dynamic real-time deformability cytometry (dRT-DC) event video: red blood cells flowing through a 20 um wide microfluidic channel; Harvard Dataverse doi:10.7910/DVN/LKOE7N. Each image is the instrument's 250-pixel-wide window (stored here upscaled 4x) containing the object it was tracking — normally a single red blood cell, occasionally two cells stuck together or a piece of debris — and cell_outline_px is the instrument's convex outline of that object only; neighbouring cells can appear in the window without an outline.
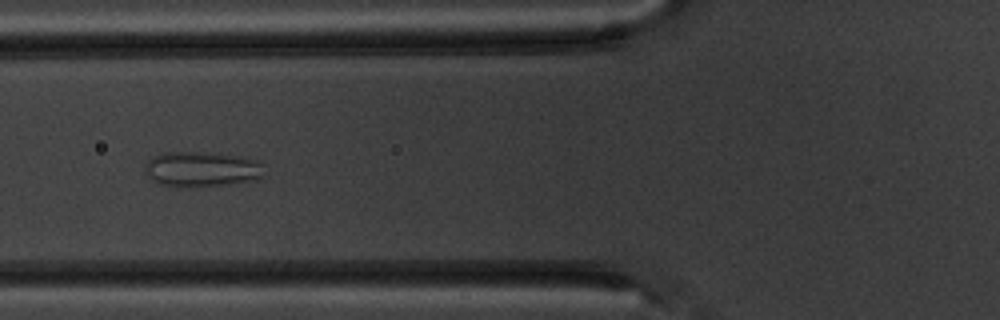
{"species": "common noctule bat (a hibernating species)", "species_latin": "Nyctalus noctula", "temperature_condition": "warm", "stored_images_in_passage": 7, "camera_frame_rate_fps": 3000, "um_per_image_px": 0.085, "animal": {"sex": "male", "body_mass_g": 20.1, "forearm_length_mm": 53.5}, "frame": {"image": 1, "passage_image": 6, "time_ms": 5.667, "image_size_px": [1000, 320], "cell_outline_px": [[264, 176], [256, 180], [228, 184], [160, 184], [152, 180], [144, 172], [144, 164], [152, 156], [164, 152], [212, 152], [244, 156], [260, 160]], "centroid_in_image_um": [17.18, 14.31], "position_along_channel_um": 108.6, "area_um2": 24.16}}
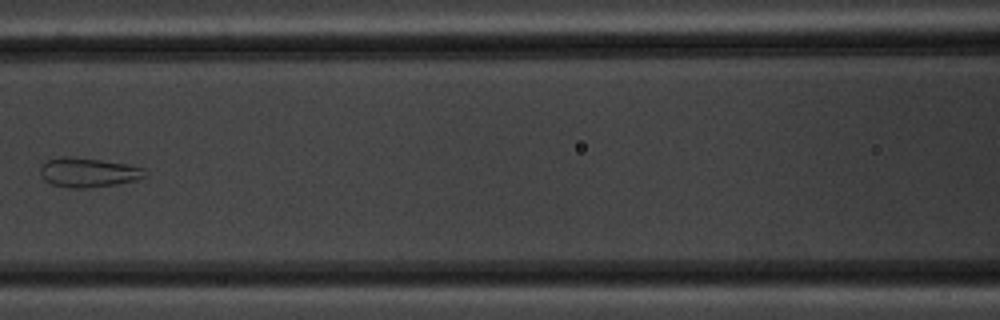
{"frame": {"image": 2, "passage_image": 7, "time_ms": 7.0, "image_size_px": [1000, 320], "cell_outline_px": [[144, 176], [136, 180], [116, 184], [88, 188], [68, 188], [52, 184], [44, 180], [40, 172], [40, 168], [48, 160], [60, 156], [68, 156], [100, 160], [128, 164], [144, 168]], "centroid_in_image_um": [7.47, 14.66], "position_along_channel_um": 159.1, "area_um2": 17.8}}